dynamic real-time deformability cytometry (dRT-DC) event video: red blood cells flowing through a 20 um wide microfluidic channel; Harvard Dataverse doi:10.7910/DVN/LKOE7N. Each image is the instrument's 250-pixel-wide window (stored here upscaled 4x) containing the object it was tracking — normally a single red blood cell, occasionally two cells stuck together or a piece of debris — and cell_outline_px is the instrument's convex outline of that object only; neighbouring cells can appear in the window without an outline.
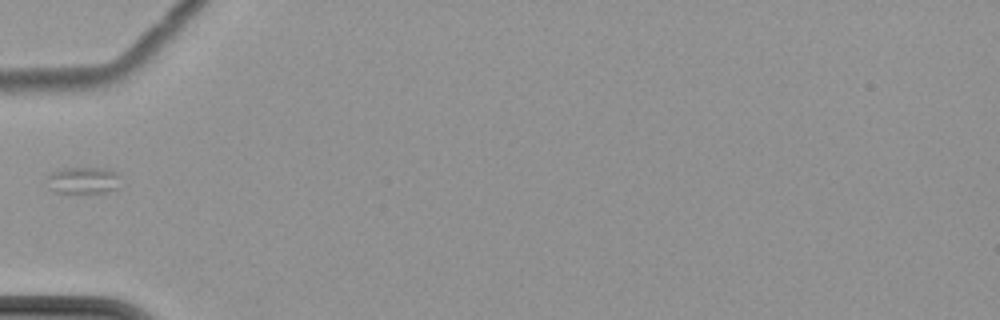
{"species": "common noctule bat (a hibernating species)", "species_latin": "Nyctalus noctula", "temperature_condition": "cold", "stored_images_in_passage": 3, "camera_frame_rate_fps": 3000, "um_per_image_px": 0.085, "animal": {"sex": "female", "body_mass_g": 22.7, "forearm_length_mm": 54.2}, "frame": {"image": 1, "passage_image": 1, "time_ms": 0.0, "image_size_px": [1000, 320], "cell_outline_px": [[120, 188], [108, 192], [56, 192], [48, 188], [44, 176], [52, 172], [64, 168], [104, 168], [116, 172], [120, 176]], "centroid_in_image_um": [7.07, 15.32], "position_along_channel_um": 77.9, "area_um2": 11.73}}